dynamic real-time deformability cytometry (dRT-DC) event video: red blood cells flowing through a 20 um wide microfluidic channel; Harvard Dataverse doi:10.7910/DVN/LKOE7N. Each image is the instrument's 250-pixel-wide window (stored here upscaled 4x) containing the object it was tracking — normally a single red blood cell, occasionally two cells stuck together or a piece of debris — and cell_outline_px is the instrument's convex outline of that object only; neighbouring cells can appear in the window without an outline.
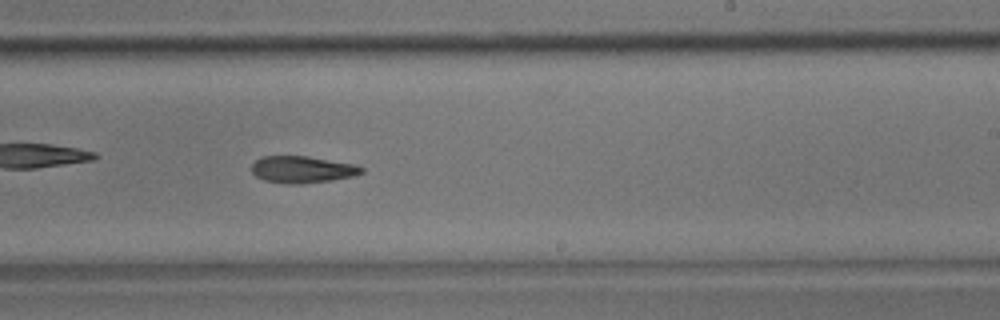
{"species": "common noctule bat (a hibernating species)", "species_latin": "Nyctalus noctula", "temperature_condition": "room temperature", "stored_images_in_passage": 34, "camera_frame_rate_fps": 3000, "um_per_image_px": 0.085, "animal": {"sex": "male", "body_mass_g": 17.9}, "frame": {"image": 1, "passage_image": 20, "time_ms": 6.333, "image_size_px": [1000, 320], "cell_outline_px": [[364, 172], [352, 176], [328, 180], [296, 184], [264, 180], [256, 176], [252, 172], [252, 164], [256, 160], [264, 156], [308, 156], [352, 164], [364, 168]], "centroid_in_image_um": [25.67, 14.39], "position_along_channel_um": 263.3, "area_um2": 16.76}}
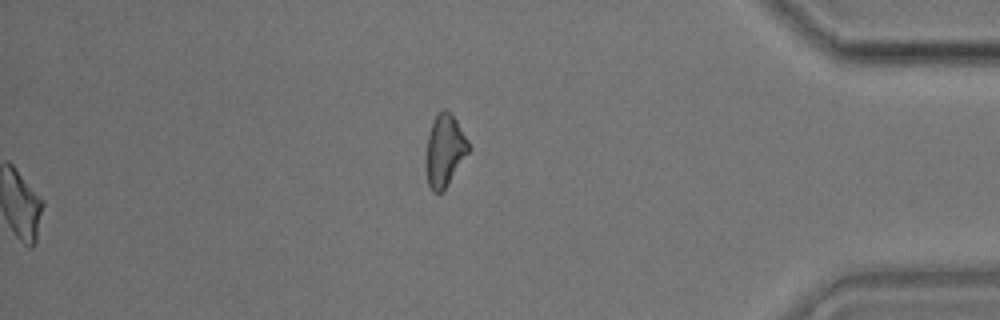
{"frame": {"image": 2, "passage_image": 34, "time_ms": 11.0, "image_size_px": [1000, 320], "cell_outline_px": [[472, 148], [444, 192], [432, 192], [428, 184], [428, 136], [432, 124], [440, 108], [444, 108], [452, 112], [468, 140]], "centroid_in_image_um": [37.87, 12.77], "position_along_channel_um": 397.3, "area_um2": 17.8}}